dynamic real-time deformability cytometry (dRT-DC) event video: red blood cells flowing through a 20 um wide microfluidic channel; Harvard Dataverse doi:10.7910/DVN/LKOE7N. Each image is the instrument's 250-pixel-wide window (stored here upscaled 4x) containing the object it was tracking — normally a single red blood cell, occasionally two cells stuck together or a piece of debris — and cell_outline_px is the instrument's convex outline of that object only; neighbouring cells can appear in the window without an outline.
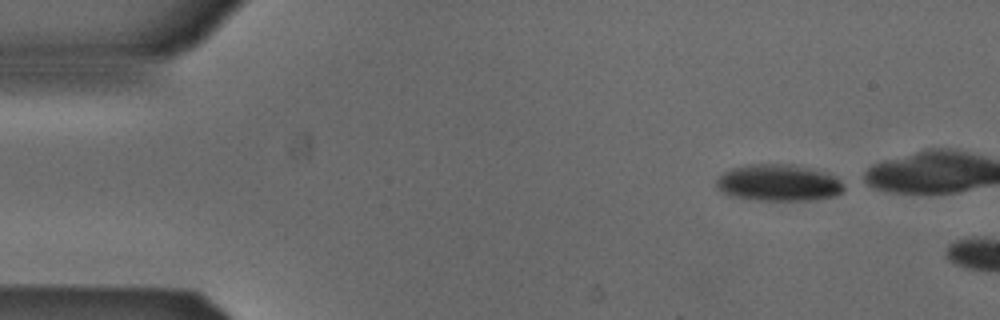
{"species": "Egyptian fruit bat (a non-hibernating species)", "species_latin": "Rousettus aegyptiacus", "temperature_condition": "cold", "stored_images_in_passage": 3, "camera_frame_rate_fps": 3000, "um_per_image_px": 0.085, "animal": {"sex": "male"}, "frame": {"image": 1, "passage_image": 1, "time_ms": 0.0, "image_size_px": [1000, 320], "cell_outline_px": [[844, 192], [836, 196], [812, 200], [756, 200], [736, 196], [724, 192], [716, 184], [716, 180], [724, 172], [732, 168], [748, 164], [792, 164], [812, 168], [828, 172], [836, 176], [844, 184]], "centroid_in_image_um": [66.27, 15.52], "position_along_channel_um": 18.7, "area_um2": 27.34}}